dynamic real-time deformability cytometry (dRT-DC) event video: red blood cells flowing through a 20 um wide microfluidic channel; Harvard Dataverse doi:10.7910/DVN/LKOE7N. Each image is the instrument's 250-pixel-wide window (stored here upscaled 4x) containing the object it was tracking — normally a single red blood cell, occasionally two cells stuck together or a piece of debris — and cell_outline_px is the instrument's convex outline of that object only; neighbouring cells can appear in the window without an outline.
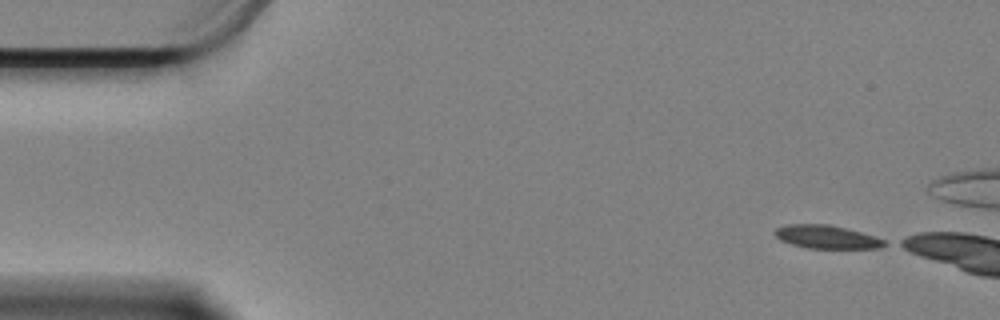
{"species": "Egyptian fruit bat (a non-hibernating species)", "species_latin": "Rousettus aegyptiacus", "temperature_condition": "cold", "stored_images_in_passage": 45, "camera_frame_rate_fps": 3000, "um_per_image_px": 0.085, "animal": {"sex": "female"}, "frame": {"image": 1, "passage_image": 1, "time_ms": 0.0, "image_size_px": [1000, 320], "cell_outline_px": [[888, 244], [880, 248], [808, 248], [792, 244], [780, 240], [772, 232], [776, 228], [788, 224], [832, 224], [876, 236], [884, 240]], "centroid_in_image_um": [70.27, 20.13], "position_along_channel_um": 14.7, "area_um2": 14.97}}
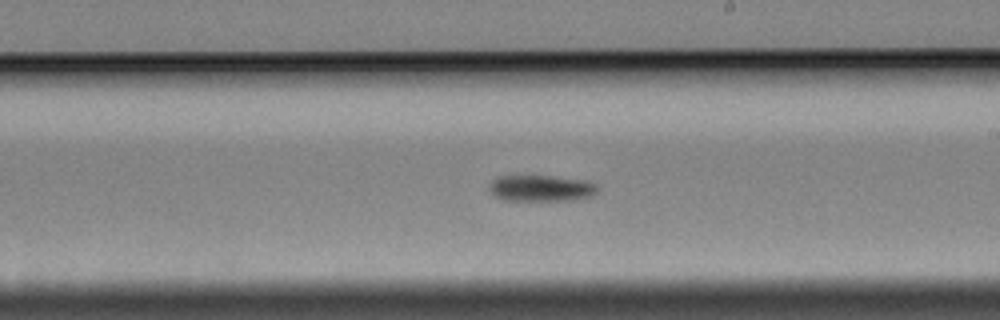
{"frame": {"image": 2, "passage_image": 30, "time_ms": 9.667, "image_size_px": [1000, 320], "cell_outline_px": [[600, 188], [592, 196], [568, 200], [504, 200], [488, 192], [488, 184], [496, 176], [552, 176], [584, 180], [596, 184]], "centroid_in_image_um": [45.95, 15.99], "position_along_channel_um": 243.0, "area_um2": 16.65}}
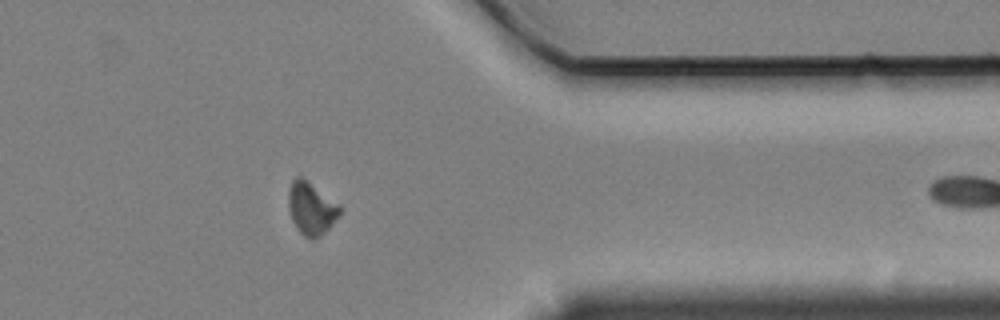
{"frame": {"image": 3, "passage_image": 44, "time_ms": 14.333, "image_size_px": [1000, 320], "cell_outline_px": [[340, 216], [320, 236], [312, 240], [304, 236], [296, 228], [292, 220], [288, 208], [288, 188], [292, 180], [296, 176], [300, 176], [340, 204]], "centroid_in_image_um": [26.44, 17.72], "position_along_channel_um": 385.0, "area_um2": 15.78}}